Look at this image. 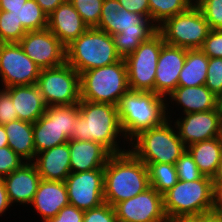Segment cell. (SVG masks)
I'll return each instance as SVG.
<instances>
[{"mask_svg":"<svg viewBox=\"0 0 222 222\" xmlns=\"http://www.w3.org/2000/svg\"><path fill=\"white\" fill-rule=\"evenodd\" d=\"M167 222H203V214L179 215L167 219Z\"/></svg>","mask_w":222,"mask_h":222,"instance_id":"45","label":"cell"},{"mask_svg":"<svg viewBox=\"0 0 222 222\" xmlns=\"http://www.w3.org/2000/svg\"><path fill=\"white\" fill-rule=\"evenodd\" d=\"M15 120H18V114L15 111L10 92L4 88L0 91V125H6Z\"/></svg>","mask_w":222,"mask_h":222,"instance_id":"40","label":"cell"},{"mask_svg":"<svg viewBox=\"0 0 222 222\" xmlns=\"http://www.w3.org/2000/svg\"><path fill=\"white\" fill-rule=\"evenodd\" d=\"M8 146L24 160H32L36 156L34 146L33 123L15 120L4 125Z\"/></svg>","mask_w":222,"mask_h":222,"instance_id":"26","label":"cell"},{"mask_svg":"<svg viewBox=\"0 0 222 222\" xmlns=\"http://www.w3.org/2000/svg\"><path fill=\"white\" fill-rule=\"evenodd\" d=\"M69 204L86 211L104 201V169L71 172L65 179Z\"/></svg>","mask_w":222,"mask_h":222,"instance_id":"14","label":"cell"},{"mask_svg":"<svg viewBox=\"0 0 222 222\" xmlns=\"http://www.w3.org/2000/svg\"><path fill=\"white\" fill-rule=\"evenodd\" d=\"M122 8L130 13H138L150 19V7L148 0H118Z\"/></svg>","mask_w":222,"mask_h":222,"instance_id":"42","label":"cell"},{"mask_svg":"<svg viewBox=\"0 0 222 222\" xmlns=\"http://www.w3.org/2000/svg\"><path fill=\"white\" fill-rule=\"evenodd\" d=\"M149 21L152 20L122 8L118 0H104L95 28L112 35L118 55L126 59L142 42L158 32V26Z\"/></svg>","mask_w":222,"mask_h":222,"instance_id":"1","label":"cell"},{"mask_svg":"<svg viewBox=\"0 0 222 222\" xmlns=\"http://www.w3.org/2000/svg\"><path fill=\"white\" fill-rule=\"evenodd\" d=\"M26 33L9 11L0 10V43H19Z\"/></svg>","mask_w":222,"mask_h":222,"instance_id":"32","label":"cell"},{"mask_svg":"<svg viewBox=\"0 0 222 222\" xmlns=\"http://www.w3.org/2000/svg\"><path fill=\"white\" fill-rule=\"evenodd\" d=\"M40 71L19 43H0V76L5 88L35 85Z\"/></svg>","mask_w":222,"mask_h":222,"instance_id":"13","label":"cell"},{"mask_svg":"<svg viewBox=\"0 0 222 222\" xmlns=\"http://www.w3.org/2000/svg\"><path fill=\"white\" fill-rule=\"evenodd\" d=\"M118 222H167L163 195L153 187L114 206Z\"/></svg>","mask_w":222,"mask_h":222,"instance_id":"15","label":"cell"},{"mask_svg":"<svg viewBox=\"0 0 222 222\" xmlns=\"http://www.w3.org/2000/svg\"><path fill=\"white\" fill-rule=\"evenodd\" d=\"M103 1L104 0H69L89 28L98 25Z\"/></svg>","mask_w":222,"mask_h":222,"instance_id":"33","label":"cell"},{"mask_svg":"<svg viewBox=\"0 0 222 222\" xmlns=\"http://www.w3.org/2000/svg\"><path fill=\"white\" fill-rule=\"evenodd\" d=\"M83 222H118L113 206L104 202L98 207L84 211Z\"/></svg>","mask_w":222,"mask_h":222,"instance_id":"38","label":"cell"},{"mask_svg":"<svg viewBox=\"0 0 222 222\" xmlns=\"http://www.w3.org/2000/svg\"><path fill=\"white\" fill-rule=\"evenodd\" d=\"M163 99L154 92L131 89L123 94L117 108L124 137L132 141L140 132L162 125L168 119Z\"/></svg>","mask_w":222,"mask_h":222,"instance_id":"4","label":"cell"},{"mask_svg":"<svg viewBox=\"0 0 222 222\" xmlns=\"http://www.w3.org/2000/svg\"><path fill=\"white\" fill-rule=\"evenodd\" d=\"M10 205H11V203L8 199V195H7L5 185L3 183V180L1 179L0 180V214L5 212V210H7V208Z\"/></svg>","mask_w":222,"mask_h":222,"instance_id":"46","label":"cell"},{"mask_svg":"<svg viewBox=\"0 0 222 222\" xmlns=\"http://www.w3.org/2000/svg\"><path fill=\"white\" fill-rule=\"evenodd\" d=\"M162 35L157 32L144 41L126 59L128 84L131 90L154 92L158 57L164 44Z\"/></svg>","mask_w":222,"mask_h":222,"instance_id":"12","label":"cell"},{"mask_svg":"<svg viewBox=\"0 0 222 222\" xmlns=\"http://www.w3.org/2000/svg\"><path fill=\"white\" fill-rule=\"evenodd\" d=\"M209 57L201 49H188L184 66L179 74L178 86L205 85Z\"/></svg>","mask_w":222,"mask_h":222,"instance_id":"28","label":"cell"},{"mask_svg":"<svg viewBox=\"0 0 222 222\" xmlns=\"http://www.w3.org/2000/svg\"><path fill=\"white\" fill-rule=\"evenodd\" d=\"M213 182L203 175L195 181L179 180L163 194V208L167 219L179 215L211 213Z\"/></svg>","mask_w":222,"mask_h":222,"instance_id":"7","label":"cell"},{"mask_svg":"<svg viewBox=\"0 0 222 222\" xmlns=\"http://www.w3.org/2000/svg\"><path fill=\"white\" fill-rule=\"evenodd\" d=\"M68 143L71 172L104 169L112 155L104 146L93 141L70 139Z\"/></svg>","mask_w":222,"mask_h":222,"instance_id":"21","label":"cell"},{"mask_svg":"<svg viewBox=\"0 0 222 222\" xmlns=\"http://www.w3.org/2000/svg\"><path fill=\"white\" fill-rule=\"evenodd\" d=\"M83 217V210L69 204L63 207L55 217L50 218L47 222H83Z\"/></svg>","mask_w":222,"mask_h":222,"instance_id":"41","label":"cell"},{"mask_svg":"<svg viewBox=\"0 0 222 222\" xmlns=\"http://www.w3.org/2000/svg\"><path fill=\"white\" fill-rule=\"evenodd\" d=\"M8 11L26 31H39L48 27V16L35 0H27L21 7Z\"/></svg>","mask_w":222,"mask_h":222,"instance_id":"29","label":"cell"},{"mask_svg":"<svg viewBox=\"0 0 222 222\" xmlns=\"http://www.w3.org/2000/svg\"><path fill=\"white\" fill-rule=\"evenodd\" d=\"M210 30L202 11L195 3L158 26V32L166 44L185 49H201Z\"/></svg>","mask_w":222,"mask_h":222,"instance_id":"9","label":"cell"},{"mask_svg":"<svg viewBox=\"0 0 222 222\" xmlns=\"http://www.w3.org/2000/svg\"><path fill=\"white\" fill-rule=\"evenodd\" d=\"M8 146V139L4 125H0V148Z\"/></svg>","mask_w":222,"mask_h":222,"instance_id":"49","label":"cell"},{"mask_svg":"<svg viewBox=\"0 0 222 222\" xmlns=\"http://www.w3.org/2000/svg\"><path fill=\"white\" fill-rule=\"evenodd\" d=\"M203 222H222V217L212 213H203Z\"/></svg>","mask_w":222,"mask_h":222,"instance_id":"50","label":"cell"},{"mask_svg":"<svg viewBox=\"0 0 222 222\" xmlns=\"http://www.w3.org/2000/svg\"><path fill=\"white\" fill-rule=\"evenodd\" d=\"M119 60L112 35L95 27L88 28L66 47V62L79 74Z\"/></svg>","mask_w":222,"mask_h":222,"instance_id":"6","label":"cell"},{"mask_svg":"<svg viewBox=\"0 0 222 222\" xmlns=\"http://www.w3.org/2000/svg\"><path fill=\"white\" fill-rule=\"evenodd\" d=\"M42 8L43 12L49 16L59 5L66 0H35Z\"/></svg>","mask_w":222,"mask_h":222,"instance_id":"44","label":"cell"},{"mask_svg":"<svg viewBox=\"0 0 222 222\" xmlns=\"http://www.w3.org/2000/svg\"><path fill=\"white\" fill-rule=\"evenodd\" d=\"M27 0H0V10L17 9L25 4Z\"/></svg>","mask_w":222,"mask_h":222,"instance_id":"47","label":"cell"},{"mask_svg":"<svg viewBox=\"0 0 222 222\" xmlns=\"http://www.w3.org/2000/svg\"><path fill=\"white\" fill-rule=\"evenodd\" d=\"M201 50L209 58H222V29L210 30Z\"/></svg>","mask_w":222,"mask_h":222,"instance_id":"39","label":"cell"},{"mask_svg":"<svg viewBox=\"0 0 222 222\" xmlns=\"http://www.w3.org/2000/svg\"><path fill=\"white\" fill-rule=\"evenodd\" d=\"M129 89L125 59L80 74V100L117 106Z\"/></svg>","mask_w":222,"mask_h":222,"instance_id":"5","label":"cell"},{"mask_svg":"<svg viewBox=\"0 0 222 222\" xmlns=\"http://www.w3.org/2000/svg\"><path fill=\"white\" fill-rule=\"evenodd\" d=\"M23 160L9 146L0 148V178L8 176L13 171L17 170Z\"/></svg>","mask_w":222,"mask_h":222,"instance_id":"37","label":"cell"},{"mask_svg":"<svg viewBox=\"0 0 222 222\" xmlns=\"http://www.w3.org/2000/svg\"><path fill=\"white\" fill-rule=\"evenodd\" d=\"M195 4L202 11L211 30L222 29V0H199Z\"/></svg>","mask_w":222,"mask_h":222,"instance_id":"34","label":"cell"},{"mask_svg":"<svg viewBox=\"0 0 222 222\" xmlns=\"http://www.w3.org/2000/svg\"><path fill=\"white\" fill-rule=\"evenodd\" d=\"M79 115L74 123L71 139L93 141L104 146L111 154L125 152L117 146L121 129L117 106L80 100Z\"/></svg>","mask_w":222,"mask_h":222,"instance_id":"3","label":"cell"},{"mask_svg":"<svg viewBox=\"0 0 222 222\" xmlns=\"http://www.w3.org/2000/svg\"><path fill=\"white\" fill-rule=\"evenodd\" d=\"M6 89L10 92L19 120L35 123L45 113L47 104L36 84Z\"/></svg>","mask_w":222,"mask_h":222,"instance_id":"24","label":"cell"},{"mask_svg":"<svg viewBox=\"0 0 222 222\" xmlns=\"http://www.w3.org/2000/svg\"><path fill=\"white\" fill-rule=\"evenodd\" d=\"M147 170L150 186L162 195L179 181L173 164L150 163L147 165Z\"/></svg>","mask_w":222,"mask_h":222,"instance_id":"30","label":"cell"},{"mask_svg":"<svg viewBox=\"0 0 222 222\" xmlns=\"http://www.w3.org/2000/svg\"><path fill=\"white\" fill-rule=\"evenodd\" d=\"M47 28L67 47L89 27L69 0H66L48 16Z\"/></svg>","mask_w":222,"mask_h":222,"instance_id":"19","label":"cell"},{"mask_svg":"<svg viewBox=\"0 0 222 222\" xmlns=\"http://www.w3.org/2000/svg\"><path fill=\"white\" fill-rule=\"evenodd\" d=\"M217 98V108L222 112V89L221 91L216 95Z\"/></svg>","mask_w":222,"mask_h":222,"instance_id":"51","label":"cell"},{"mask_svg":"<svg viewBox=\"0 0 222 222\" xmlns=\"http://www.w3.org/2000/svg\"><path fill=\"white\" fill-rule=\"evenodd\" d=\"M188 49L164 43L156 68L155 93L166 98L177 87ZM167 94V95H166Z\"/></svg>","mask_w":222,"mask_h":222,"instance_id":"18","label":"cell"},{"mask_svg":"<svg viewBox=\"0 0 222 222\" xmlns=\"http://www.w3.org/2000/svg\"><path fill=\"white\" fill-rule=\"evenodd\" d=\"M178 180L195 181L200 179L203 174L199 171L192 155L186 149L185 152L175 163Z\"/></svg>","mask_w":222,"mask_h":222,"instance_id":"35","label":"cell"},{"mask_svg":"<svg viewBox=\"0 0 222 222\" xmlns=\"http://www.w3.org/2000/svg\"><path fill=\"white\" fill-rule=\"evenodd\" d=\"M150 187L147 166L130 150L112 154L104 167V201L111 206Z\"/></svg>","mask_w":222,"mask_h":222,"instance_id":"2","label":"cell"},{"mask_svg":"<svg viewBox=\"0 0 222 222\" xmlns=\"http://www.w3.org/2000/svg\"><path fill=\"white\" fill-rule=\"evenodd\" d=\"M37 87L47 106L74 105L80 102V74L67 62L41 69Z\"/></svg>","mask_w":222,"mask_h":222,"instance_id":"11","label":"cell"},{"mask_svg":"<svg viewBox=\"0 0 222 222\" xmlns=\"http://www.w3.org/2000/svg\"><path fill=\"white\" fill-rule=\"evenodd\" d=\"M211 213L222 217V184H213V206Z\"/></svg>","mask_w":222,"mask_h":222,"instance_id":"43","label":"cell"},{"mask_svg":"<svg viewBox=\"0 0 222 222\" xmlns=\"http://www.w3.org/2000/svg\"><path fill=\"white\" fill-rule=\"evenodd\" d=\"M47 222L59 211L69 205L67 187L64 181H47L41 179L31 203Z\"/></svg>","mask_w":222,"mask_h":222,"instance_id":"22","label":"cell"},{"mask_svg":"<svg viewBox=\"0 0 222 222\" xmlns=\"http://www.w3.org/2000/svg\"><path fill=\"white\" fill-rule=\"evenodd\" d=\"M184 108V115L193 112L210 111L217 108V98L205 85L196 87L178 86L170 95Z\"/></svg>","mask_w":222,"mask_h":222,"instance_id":"25","label":"cell"},{"mask_svg":"<svg viewBox=\"0 0 222 222\" xmlns=\"http://www.w3.org/2000/svg\"><path fill=\"white\" fill-rule=\"evenodd\" d=\"M150 7V19L156 21L157 26L166 19L186 11L193 2L190 0H148Z\"/></svg>","mask_w":222,"mask_h":222,"instance_id":"31","label":"cell"},{"mask_svg":"<svg viewBox=\"0 0 222 222\" xmlns=\"http://www.w3.org/2000/svg\"><path fill=\"white\" fill-rule=\"evenodd\" d=\"M180 120V121H179ZM176 121V129L183 143L189 145L222 137V112L216 108L210 111L187 113Z\"/></svg>","mask_w":222,"mask_h":222,"instance_id":"17","label":"cell"},{"mask_svg":"<svg viewBox=\"0 0 222 222\" xmlns=\"http://www.w3.org/2000/svg\"><path fill=\"white\" fill-rule=\"evenodd\" d=\"M211 179H212L213 184H222V158L217 167L215 174L213 175Z\"/></svg>","mask_w":222,"mask_h":222,"instance_id":"48","label":"cell"},{"mask_svg":"<svg viewBox=\"0 0 222 222\" xmlns=\"http://www.w3.org/2000/svg\"><path fill=\"white\" fill-rule=\"evenodd\" d=\"M2 180L10 203L31 204L41 177L34 163L26 162Z\"/></svg>","mask_w":222,"mask_h":222,"instance_id":"20","label":"cell"},{"mask_svg":"<svg viewBox=\"0 0 222 222\" xmlns=\"http://www.w3.org/2000/svg\"><path fill=\"white\" fill-rule=\"evenodd\" d=\"M19 44L41 69L57 67L66 62V47L48 28L27 31Z\"/></svg>","mask_w":222,"mask_h":222,"instance_id":"16","label":"cell"},{"mask_svg":"<svg viewBox=\"0 0 222 222\" xmlns=\"http://www.w3.org/2000/svg\"><path fill=\"white\" fill-rule=\"evenodd\" d=\"M78 115V104L47 106L45 113L33 123L36 154L67 143Z\"/></svg>","mask_w":222,"mask_h":222,"instance_id":"10","label":"cell"},{"mask_svg":"<svg viewBox=\"0 0 222 222\" xmlns=\"http://www.w3.org/2000/svg\"><path fill=\"white\" fill-rule=\"evenodd\" d=\"M36 157L34 165L43 180L65 181L71 173L68 142L39 152Z\"/></svg>","mask_w":222,"mask_h":222,"instance_id":"23","label":"cell"},{"mask_svg":"<svg viewBox=\"0 0 222 222\" xmlns=\"http://www.w3.org/2000/svg\"><path fill=\"white\" fill-rule=\"evenodd\" d=\"M205 86L215 95L222 89V58H209Z\"/></svg>","mask_w":222,"mask_h":222,"instance_id":"36","label":"cell"},{"mask_svg":"<svg viewBox=\"0 0 222 222\" xmlns=\"http://www.w3.org/2000/svg\"><path fill=\"white\" fill-rule=\"evenodd\" d=\"M199 171L213 177L222 158V137L201 141L187 147Z\"/></svg>","mask_w":222,"mask_h":222,"instance_id":"27","label":"cell"},{"mask_svg":"<svg viewBox=\"0 0 222 222\" xmlns=\"http://www.w3.org/2000/svg\"><path fill=\"white\" fill-rule=\"evenodd\" d=\"M166 120L162 125L140 132L130 151L146 166L150 163L175 165L187 147Z\"/></svg>","mask_w":222,"mask_h":222,"instance_id":"8","label":"cell"}]
</instances>
